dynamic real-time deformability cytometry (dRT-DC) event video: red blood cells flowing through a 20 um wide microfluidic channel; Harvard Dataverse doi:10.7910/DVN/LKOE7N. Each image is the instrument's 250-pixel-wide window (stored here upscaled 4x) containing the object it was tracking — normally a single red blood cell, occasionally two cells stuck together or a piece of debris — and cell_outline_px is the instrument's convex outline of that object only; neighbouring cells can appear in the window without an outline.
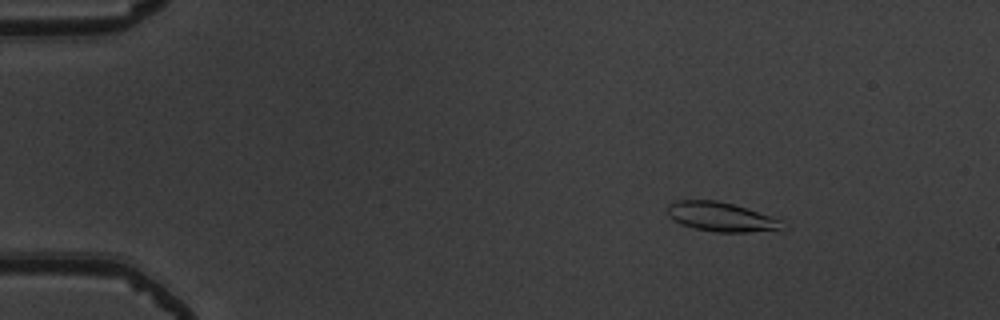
{"species": "common noctule bat (a hibernating species)", "species_latin": "Nyctalus noctula", "temperature_condition": "warm", "stored_images_in_passage": 25, "camera_frame_rate_fps": 3000, "um_per_image_px": 0.085, "animal": {"sex": "male", "body_mass_g": 19.5, "forearm_length_mm": 54.6}, "frame": {"image": 1, "passage_image": 1, "time_ms": 0.0, "image_size_px": [1000, 320], "cell_outline_px": [[784, 220], [780, 228], [748, 232], [716, 232], [696, 228], [680, 224], [672, 220], [668, 216], [668, 204], [676, 200], [716, 200], [732, 204]], "centroid_in_image_um": [61.22, 18.42], "position_along_channel_um": 23.8, "area_um2": 19.31}}
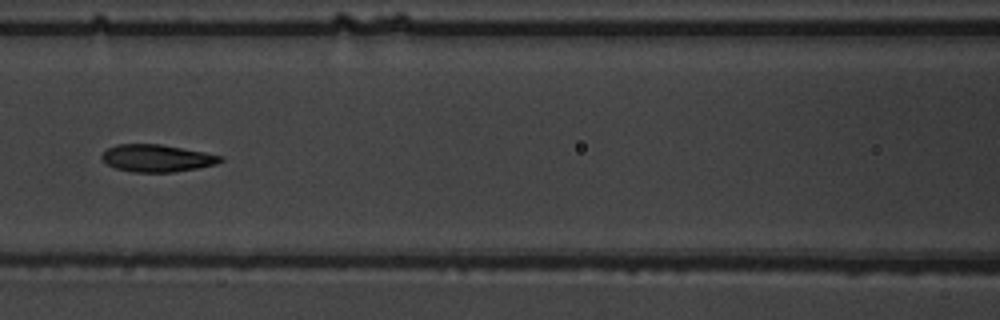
{"frame": {"image": 2, "passage_image": 18, "time_ms": 5.667, "image_size_px": [1000, 320], "cell_outline_px": [[224, 160], [216, 164], [196, 168], [172, 172], [132, 172], [116, 168], [108, 164], [100, 156], [108, 148], [116, 144], [160, 144], [204, 152], [224, 156]], "centroid_in_image_um": [13.35, 13.44], "position_along_channel_um": 153.2, "area_um2": 18.73}}
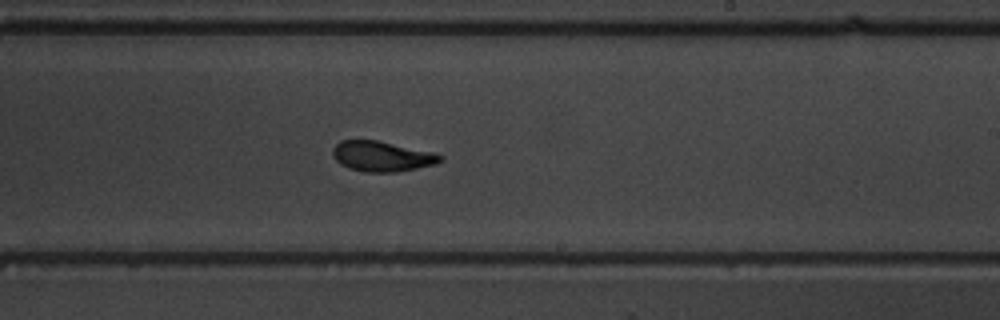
{"frame": {"image": 3, "passage_image": 25, "time_ms": 8.0, "image_size_px": [1000, 320], "cell_outline_px": [[444, 160], [436, 164], [396, 172], [364, 172], [348, 168], [340, 164], [332, 156], [332, 148], [340, 140], [376, 140], [436, 152], [444, 156]], "centroid_in_image_um": [32.48, 13.28], "position_along_channel_um": 256.5, "area_um2": 19.25}}